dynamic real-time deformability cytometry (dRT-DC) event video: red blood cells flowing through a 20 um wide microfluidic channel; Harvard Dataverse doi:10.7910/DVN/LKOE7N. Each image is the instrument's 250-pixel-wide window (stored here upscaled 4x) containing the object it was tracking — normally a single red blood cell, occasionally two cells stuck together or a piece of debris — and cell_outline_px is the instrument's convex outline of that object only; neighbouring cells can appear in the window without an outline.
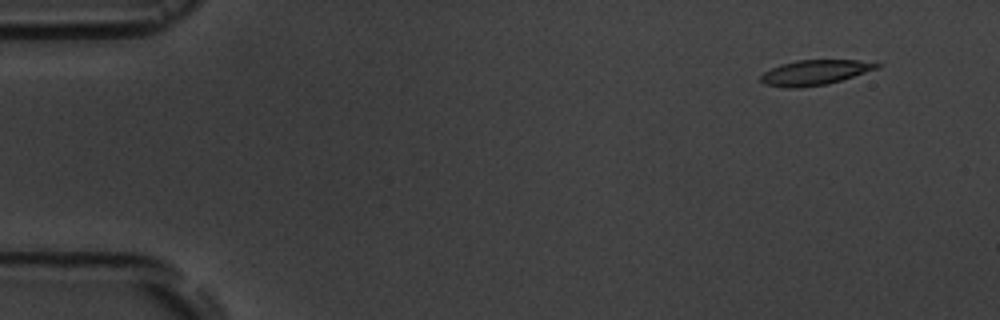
{"species": "common noctule bat (a hibernating species)", "species_latin": "Nyctalus noctula", "temperature_condition": "room temperature", "stored_images_in_passage": 4, "camera_frame_rate_fps": 3000, "um_per_image_px": 0.085, "animal": {"sex": "male", "body_mass_g": 19.5, "forearm_length_mm": 54.6}, "frame": {"image": 1, "passage_image": 1, "time_ms": 0.0, "image_size_px": [1000, 320], "cell_outline_px": [[880, 64], [876, 68], [828, 84], [800, 88], [788, 88], [764, 84], [760, 80], [760, 76], [764, 72], [780, 64], [796, 60], [876, 60]], "centroid_in_image_um": [69.24, 6.15], "position_along_channel_um": 15.8, "area_um2": 16.94}}